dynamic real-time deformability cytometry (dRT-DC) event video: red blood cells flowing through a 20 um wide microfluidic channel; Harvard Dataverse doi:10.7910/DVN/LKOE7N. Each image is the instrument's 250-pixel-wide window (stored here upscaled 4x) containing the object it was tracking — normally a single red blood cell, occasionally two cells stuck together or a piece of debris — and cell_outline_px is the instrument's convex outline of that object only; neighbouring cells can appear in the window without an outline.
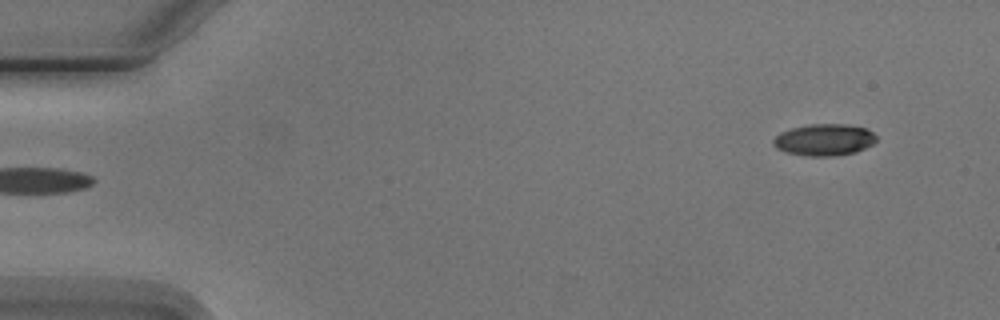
{"species": "Egyptian fruit bat (a non-hibernating species)", "species_latin": "Rousettus aegyptiacus", "temperature_condition": "cold", "stored_images_in_passage": 5, "camera_frame_rate_fps": 3000, "um_per_image_px": 0.085, "animal": {"sex": "male"}, "frame": {"image": 1, "passage_image": 5, "time_ms": 5.667, "image_size_px": [1000, 320], "cell_outline_px": [[876, 140], [872, 144], [856, 152], [832, 156], [808, 156], [788, 152], [776, 148], [772, 144], [772, 140], [780, 132], [792, 128], [812, 124], [844, 124], [868, 128], [876, 136]], "centroid_in_image_um": [70.06, 11.88], "position_along_channel_um": 14.9, "area_um2": 18.96}}